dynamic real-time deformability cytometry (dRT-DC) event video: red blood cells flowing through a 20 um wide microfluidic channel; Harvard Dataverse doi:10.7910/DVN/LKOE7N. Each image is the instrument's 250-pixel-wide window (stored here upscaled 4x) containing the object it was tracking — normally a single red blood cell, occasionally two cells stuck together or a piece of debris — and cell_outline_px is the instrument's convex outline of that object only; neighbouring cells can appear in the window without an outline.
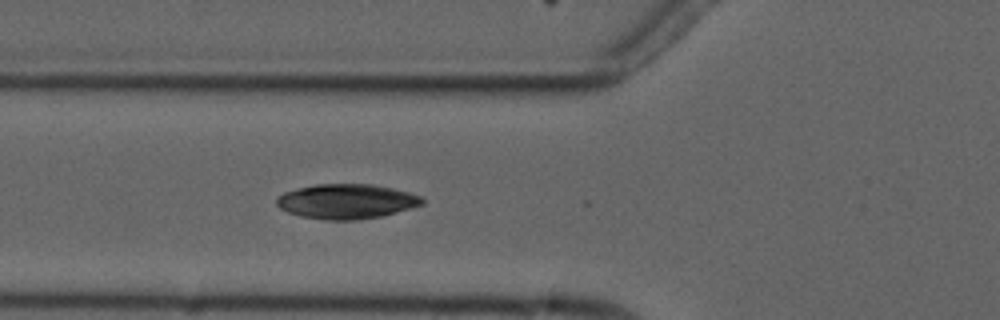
{"species": "common noctule bat (a hibernating species)", "species_latin": "Nyctalus noctula", "temperature_condition": "cold", "stored_images_in_passage": 6, "camera_frame_rate_fps": 3000, "um_per_image_px": 0.085, "animal": {"sex": "male", "forearm_length_mm": 52.5}, "frame": {"image": 1, "passage_image": 6, "time_ms": 5.667, "image_size_px": [1000, 320], "cell_outline_px": [[424, 204], [412, 208], [380, 216], [356, 220], [324, 220], [300, 216], [288, 212], [280, 208], [276, 204], [276, 200], [284, 192], [316, 184], [372, 184], [392, 188], [408, 192], [420, 196], [424, 200]], "centroid_in_image_um": [29.46, 17.12], "position_along_channel_um": 96.3, "area_um2": 29.36}}